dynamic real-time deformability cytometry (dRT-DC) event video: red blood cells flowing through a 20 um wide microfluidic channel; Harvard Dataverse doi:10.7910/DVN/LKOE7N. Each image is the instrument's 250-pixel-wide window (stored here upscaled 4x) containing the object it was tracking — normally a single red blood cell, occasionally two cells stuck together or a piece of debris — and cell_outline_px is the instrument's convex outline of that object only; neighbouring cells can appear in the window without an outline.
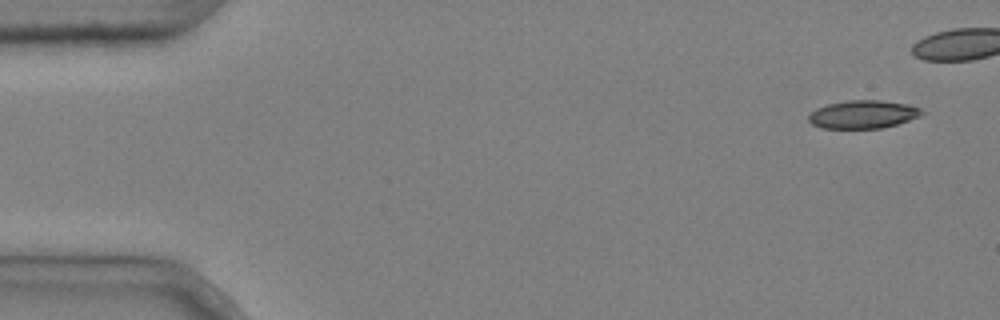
{"species": "common noctule bat (a hibernating species)", "species_latin": "Nyctalus noctula", "temperature_condition": "cold", "stored_images_in_passage": 8, "camera_frame_rate_fps": 3000, "um_per_image_px": 0.085, "animal": {"sex": "male", "body_mass_g": 20.4}, "frame": {"image": 1, "passage_image": 1, "time_ms": 0.0, "image_size_px": [1000, 320], "cell_outline_px": [[924, 112], [920, 116], [896, 124], [880, 128], [820, 128], [812, 124], [808, 120], [808, 116], [816, 108], [828, 104], [848, 100], [880, 100], [908, 104], [920, 108]], "centroid_in_image_um": [73.34, 9.72], "position_along_channel_um": 11.7, "area_um2": 18.44}}